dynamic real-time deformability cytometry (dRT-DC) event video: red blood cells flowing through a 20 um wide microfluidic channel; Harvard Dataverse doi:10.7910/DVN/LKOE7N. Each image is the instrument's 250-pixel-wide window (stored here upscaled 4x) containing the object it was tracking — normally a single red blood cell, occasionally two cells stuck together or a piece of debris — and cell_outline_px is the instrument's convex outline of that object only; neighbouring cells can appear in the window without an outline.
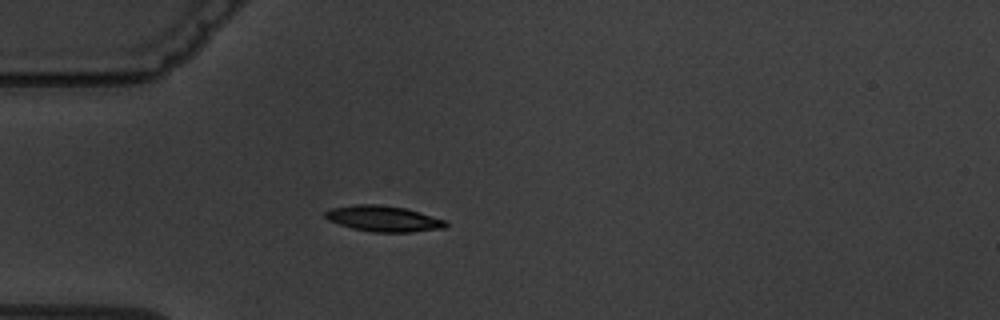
{"species": "common noctule bat (a hibernating species)", "species_latin": "Nyctalus noctula", "temperature_condition": "warm", "stored_images_in_passage": 5, "camera_frame_rate_fps": 3000, "um_per_image_px": 0.085, "animal": {"sex": "male", "body_mass_g": 19.5, "forearm_length_mm": 54.6}, "frame": {"image": 1, "passage_image": 5, "time_ms": 5.333, "image_size_px": [1000, 320], "cell_outline_px": [[448, 224], [444, 228], [412, 232], [372, 232], [352, 228], [328, 220], [324, 216], [324, 212], [332, 208], [352, 204], [376, 204], [404, 208], [420, 212], [444, 220]], "centroid_in_image_um": [32.57, 18.58], "position_along_channel_um": 52.4, "area_um2": 18.03}}